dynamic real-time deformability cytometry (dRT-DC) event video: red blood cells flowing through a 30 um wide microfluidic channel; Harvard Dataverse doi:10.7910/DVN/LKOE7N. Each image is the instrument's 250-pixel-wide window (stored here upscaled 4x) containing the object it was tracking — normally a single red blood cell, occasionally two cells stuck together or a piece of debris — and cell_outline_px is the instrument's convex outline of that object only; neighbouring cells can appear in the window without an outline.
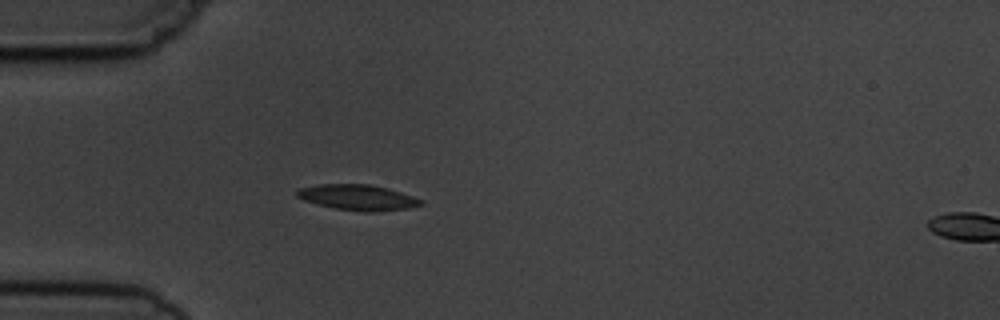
{"species": "common noctule bat (a hibernating species)", "species_latin": "Nyctalus noctula", "temperature_condition": "cold", "stored_images_in_passage": 5, "camera_frame_rate_fps": 3000, "um_per_image_px": 0.085, "animal": {"sex": "male", "body_mass_g": 19.5, "forearm_length_mm": 54.6}, "frame": {"image": 1, "passage_image": 4, "time_ms": 3.667, "image_size_px": [1000, 320], "cell_outline_px": [[424, 204], [408, 208], [376, 212], [364, 212], [336, 208], [304, 200], [296, 196], [296, 192], [300, 188], [320, 184], [368, 184], [388, 188], [424, 200]], "centroid_in_image_um": [30.45, 16.78], "position_along_channel_um": 54.5, "area_um2": 18.32}}